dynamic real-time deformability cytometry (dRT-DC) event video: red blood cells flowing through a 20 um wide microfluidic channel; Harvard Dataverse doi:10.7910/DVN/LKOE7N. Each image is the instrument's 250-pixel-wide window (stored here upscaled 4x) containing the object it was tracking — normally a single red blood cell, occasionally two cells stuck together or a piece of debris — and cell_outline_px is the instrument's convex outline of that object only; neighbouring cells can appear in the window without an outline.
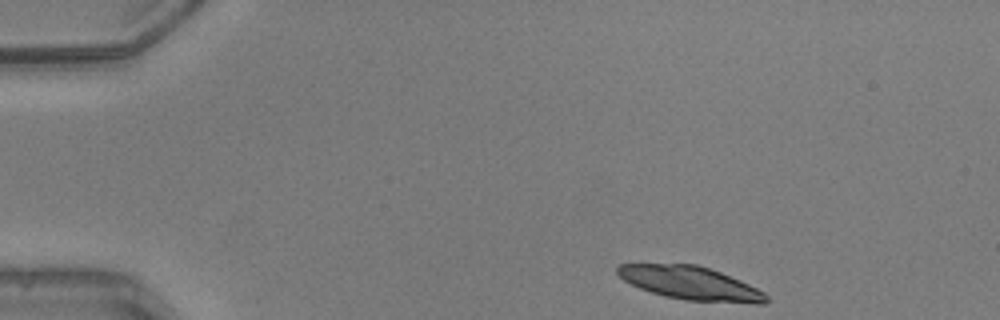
{"species": "common noctule bat (a hibernating species)", "species_latin": "Nyctalus noctula", "temperature_condition": "warm", "stored_images_in_passage": 38, "camera_frame_rate_fps": 3000, "um_per_image_px": 0.085, "animal": {"sex": "male", "body_mass_g": 20.5, "forearm_length_mm": 52.5}, "frame": {"image": 1, "passage_image": 1, "time_ms": 0.0, "image_size_px": [1000, 320], "cell_outline_px": [[768, 300], [764, 304], [752, 304], [684, 300], [664, 296], [640, 288], [624, 280], [616, 272], [616, 264], [696, 264], [720, 272], [740, 280], [764, 292], [768, 296]], "centroid_in_image_um": [58.71, 24.08], "position_along_channel_um": 26.3, "area_um2": 28.9}, "authors_computed_cell_mechanics": {"area_um2": 17.2244, "velocity_mm_per_s": 4.1041, "shape_relaxation_time_tau1_ms": 2.3265, "shape_relaxation_time_tau2_ms": 3.7923, "deformation_change_tau1": 0.0856, "deformation_change_tau2": 0.1065}}